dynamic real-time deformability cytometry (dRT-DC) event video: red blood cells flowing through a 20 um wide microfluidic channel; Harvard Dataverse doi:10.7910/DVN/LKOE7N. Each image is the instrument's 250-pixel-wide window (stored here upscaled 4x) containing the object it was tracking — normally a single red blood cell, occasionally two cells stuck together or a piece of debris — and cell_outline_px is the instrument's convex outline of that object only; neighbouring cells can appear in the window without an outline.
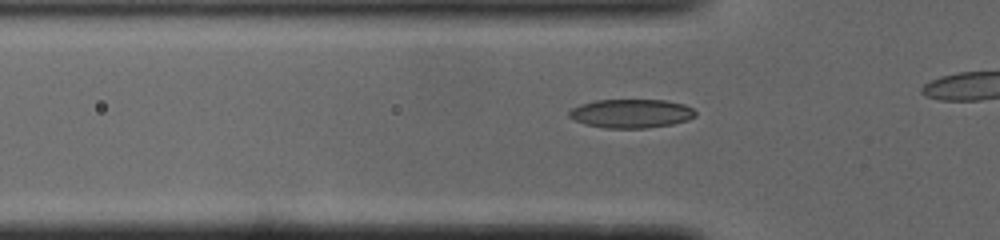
{"species": "common noctule bat (a hibernating species)", "species_latin": "Nyctalus noctula", "temperature_condition": "cold", "stored_images_in_passage": 29, "camera_frame_rate_fps": 3000, "um_per_image_px": 0.085, "animal": {"sex": "male", "body_mass_g": 19.0, "forearm_length_mm": 50.8}, "frame": {"image": 1, "passage_image": 5, "time_ms": 1.333, "image_size_px": [1000, 240], "cell_outline_px": [[696, 116], [688, 120], [672, 124], [644, 128], [604, 128], [588, 124], [576, 120], [568, 116], [568, 112], [572, 108], [580, 104], [596, 100], [664, 100], [684, 104], [692, 108], [696, 112]], "centroid_in_image_um": [53.67, 9.64], "position_along_channel_um": 72.1, "area_um2": 21.1}}
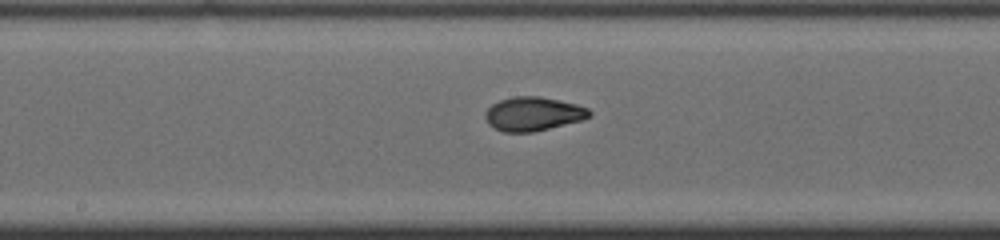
{"frame": {"image": 2, "passage_image": 15, "time_ms": 4.667, "image_size_px": [1000, 240], "cell_outline_px": [[592, 116], [580, 120], [532, 132], [504, 132], [488, 124], [484, 116], [484, 112], [492, 104], [500, 100], [516, 96], [540, 96], [576, 104], [588, 108], [592, 112]], "centroid_in_image_um": [45.3, 9.67], "position_along_channel_um": 202.9, "area_um2": 20.4}}
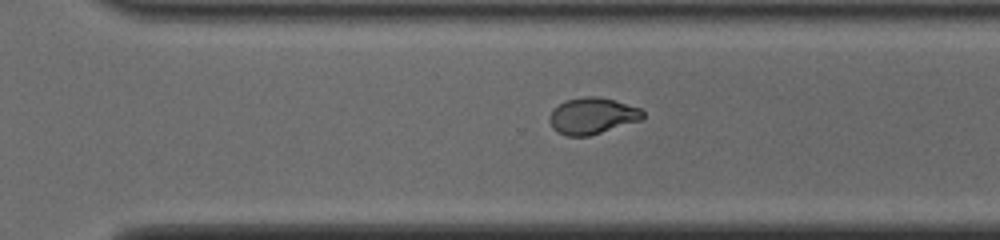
{"frame": {"image": 3, "passage_image": 24, "time_ms": 7.667, "image_size_px": [1000, 240], "cell_outline_px": [[644, 116], [640, 120], [588, 136], [568, 136], [552, 128], [548, 116], [552, 108], [568, 100], [584, 96], [596, 96], [612, 100], [640, 108], [644, 112]], "centroid_in_image_um": [50.31, 9.84], "position_along_channel_um": 320.3, "area_um2": 19.48}}